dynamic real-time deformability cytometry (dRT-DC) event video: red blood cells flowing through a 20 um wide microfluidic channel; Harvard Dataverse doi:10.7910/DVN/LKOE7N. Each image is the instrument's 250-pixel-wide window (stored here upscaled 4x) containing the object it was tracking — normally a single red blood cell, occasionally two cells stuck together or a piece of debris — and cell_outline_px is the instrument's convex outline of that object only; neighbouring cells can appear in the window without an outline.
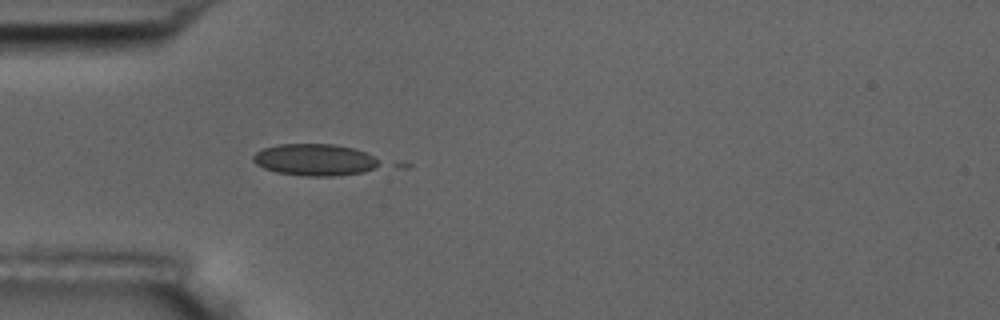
{"species": "common noctule bat (a hibernating species)", "species_latin": "Nyctalus noctula", "temperature_condition": "room temperature", "stored_images_in_passage": 1, "camera_frame_rate_fps": 3000, "um_per_image_px": 0.085, "animal": {"sex": "male", "body_mass_g": 17.5, "forearm_length_mm": 52.3}, "frame": {"image": 1, "passage_image": 1, "time_ms": 0.0, "image_size_px": [1000, 320], "cell_outline_px": [[380, 164], [364, 172], [332, 176], [308, 176], [276, 172], [264, 168], [256, 164], [252, 160], [252, 156], [256, 152], [264, 148], [280, 144], [332, 144], [352, 148], [364, 152], [372, 156]], "centroid_in_image_um": [26.7, 13.58], "position_along_channel_um": 58.3, "area_um2": 23.06}}